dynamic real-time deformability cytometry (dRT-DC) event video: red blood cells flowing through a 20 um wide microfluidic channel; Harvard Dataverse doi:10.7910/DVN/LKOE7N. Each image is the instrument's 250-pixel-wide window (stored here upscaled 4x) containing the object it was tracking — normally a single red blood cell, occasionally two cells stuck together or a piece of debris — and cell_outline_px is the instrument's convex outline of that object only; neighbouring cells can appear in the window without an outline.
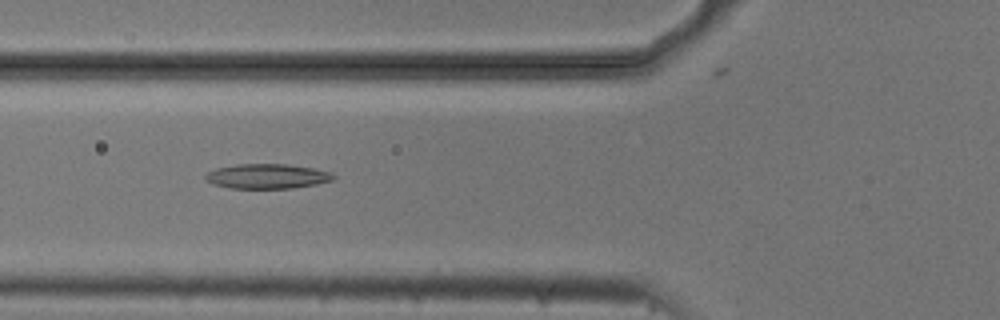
{"species": "common noctule bat (a hibernating species)", "species_latin": "Nyctalus noctula", "temperature_condition": "cold", "stored_images_in_passage": 54, "camera_frame_rate_fps": 3000, "um_per_image_px": 0.085, "animal": {"sex": "male", "body_mass_g": 20.5, "forearm_length_mm": 52.5}, "frame": {"image": 1, "passage_image": 20, "time_ms": 6.333, "image_size_px": [1000, 320], "cell_outline_px": [[336, 180], [316, 184], [292, 188], [232, 188], [212, 184], [204, 180], [204, 176], [208, 172], [216, 168], [236, 164], [288, 164], [312, 168], [332, 172], [336, 176]], "centroid_in_image_um": [22.72, 14.98], "position_along_channel_um": 103.1, "area_um2": 18.61}}
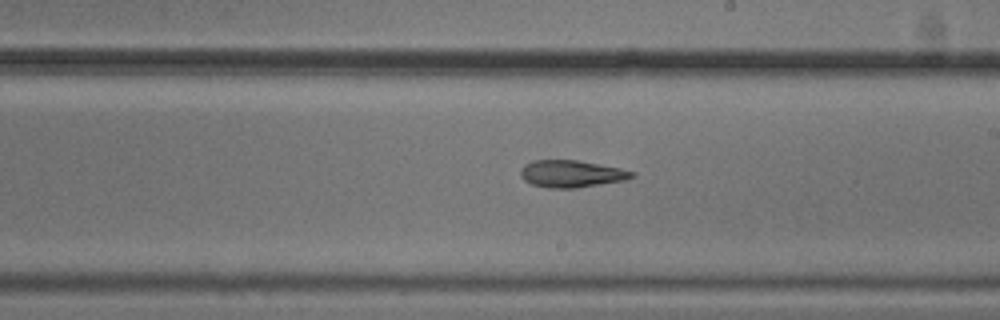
{"frame": {"image": 2, "passage_image": 31, "time_ms": 10.0, "image_size_px": [1000, 320], "cell_outline_px": [[636, 176], [624, 180], [576, 188], [548, 188], [532, 184], [524, 180], [520, 176], [520, 168], [524, 164], [532, 160], [576, 160], [620, 168], [636, 172]], "centroid_in_image_um": [48.54, 14.77], "position_along_channel_um": 240.5, "area_um2": 17.63}}
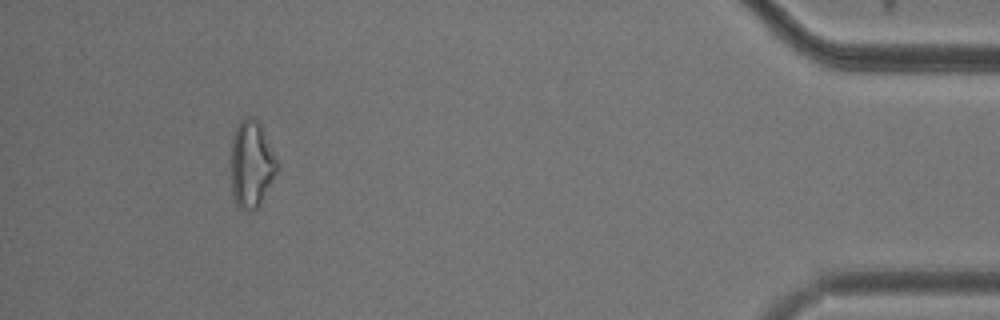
{"frame": {"image": 3, "passage_image": 50, "time_ms": 16.333, "image_size_px": [1000, 320], "cell_outline_px": [[276, 172], [260, 204], [256, 208], [248, 212], [240, 208], [236, 204], [232, 192], [232, 136], [240, 120], [248, 116], [252, 116], [260, 124], [276, 160]], "centroid_in_image_um": [21.34, 13.96], "position_along_channel_um": 413.9, "area_um2": 22.72}, "authors_computed_cell_mechanics": {"area_um2": 19.7676, "velocity_mm_per_s": 3.7264, "shape_relaxation_time_tau1_ms": null, "shape_relaxation_time_tau2_ms": 5.805, "deformation_change_tau1": null, "deformation_change_tau2": 0.1631}}